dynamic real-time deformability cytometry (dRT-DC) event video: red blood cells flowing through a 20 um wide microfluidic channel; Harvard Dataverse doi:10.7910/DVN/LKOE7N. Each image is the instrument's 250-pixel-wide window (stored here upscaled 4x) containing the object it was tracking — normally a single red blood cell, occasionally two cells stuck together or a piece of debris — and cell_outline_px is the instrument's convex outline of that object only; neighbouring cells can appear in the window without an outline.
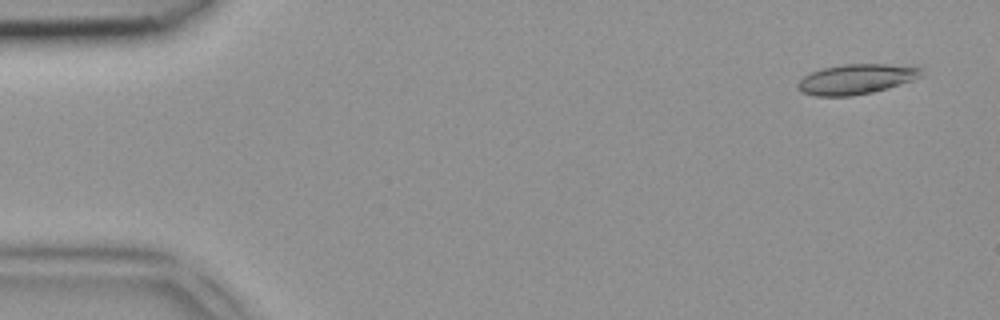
{"species": "common noctule bat (a hibernating species)", "species_latin": "Nyctalus noctula", "temperature_condition": "room temperature", "stored_images_in_passage": 4, "camera_frame_rate_fps": 3000, "um_per_image_px": 0.085, "animal": {"sex": "female", "body_mass_g": 18.4}, "frame": {"image": 1, "passage_image": 1, "time_ms": 0.0, "image_size_px": [1000, 320], "cell_outline_px": [[924, 68], [920, 76], [912, 80], [888, 88], [872, 92], [852, 96], [816, 96], [800, 92], [796, 88], [796, 84], [804, 76], [820, 68], [844, 64], [884, 64]], "centroid_in_image_um": [72.72, 6.73], "position_along_channel_um": 12.3, "area_um2": 21.62}}
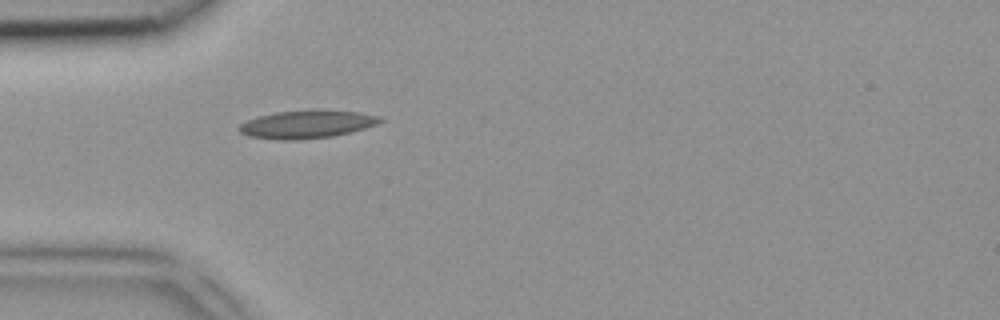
{"frame": {"image": 2, "passage_image": 4, "time_ms": 1.0, "image_size_px": [1000, 320], "cell_outline_px": [[384, 120], [380, 124], [332, 136], [296, 140], [280, 140], [248, 136], [240, 132], [236, 128], [240, 124], [256, 116], [276, 112], [320, 108], [360, 112], [380, 116]], "centroid_in_image_um": [26.1, 10.54], "position_along_channel_um": 58.9, "area_um2": 23.47}}